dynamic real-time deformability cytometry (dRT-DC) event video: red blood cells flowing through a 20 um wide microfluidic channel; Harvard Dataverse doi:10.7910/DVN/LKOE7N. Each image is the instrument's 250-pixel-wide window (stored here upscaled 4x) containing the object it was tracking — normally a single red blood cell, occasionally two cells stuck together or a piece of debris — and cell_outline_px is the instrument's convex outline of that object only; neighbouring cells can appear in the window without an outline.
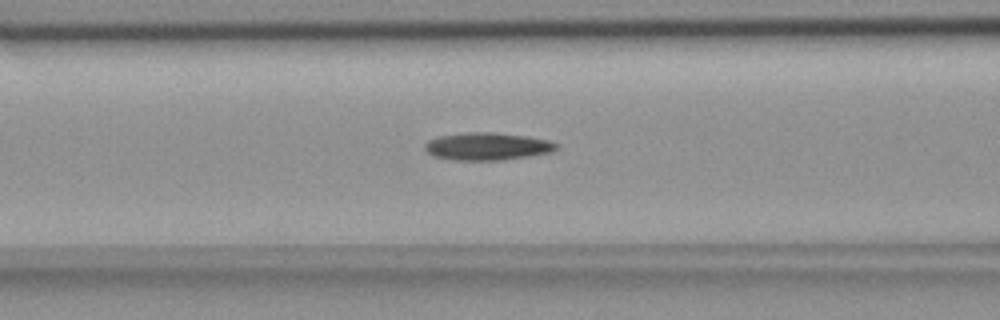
{"species": "common noctule bat (a hibernating species)", "species_latin": "Nyctalus noctula", "temperature_condition": "room temperature", "stored_images_in_passage": 47, "camera_frame_rate_fps": 3000, "um_per_image_px": 0.085, "animal": {"sex": "female", "body_mass_g": 18.4}, "frame": {"image": 1, "passage_image": 16, "time_ms": 5.0, "image_size_px": [1000, 320], "cell_outline_px": [[560, 144], [552, 152], [528, 156], [500, 160], [452, 160], [432, 156], [424, 148], [424, 144], [428, 140], [440, 136], [468, 132], [496, 132], [528, 136], [548, 140]], "centroid_in_image_um": [41.41, 12.44], "position_along_channel_um": 125.2, "area_um2": 21.21}}
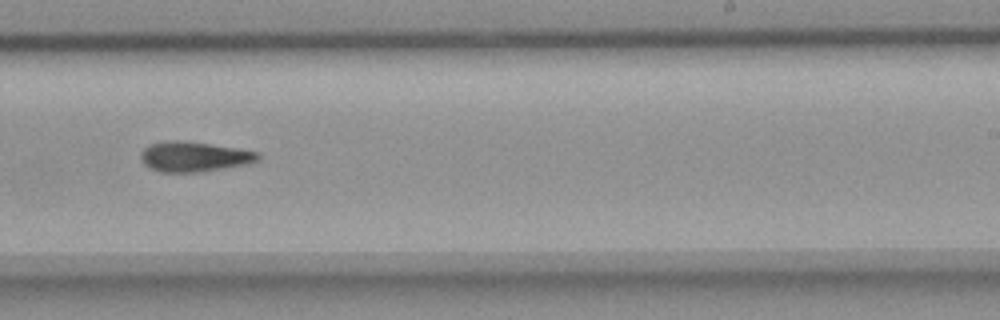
{"frame": {"image": 2, "passage_image": 28, "time_ms": 9.0, "image_size_px": [1000, 320], "cell_outline_px": [[260, 160], [248, 164], [200, 172], [160, 172], [144, 164], [140, 160], [140, 152], [148, 144], [164, 140], [176, 140], [208, 144], [236, 148], [260, 152]], "centroid_in_image_um": [16.48, 13.31], "position_along_channel_um": 272.5, "area_um2": 20.63}}
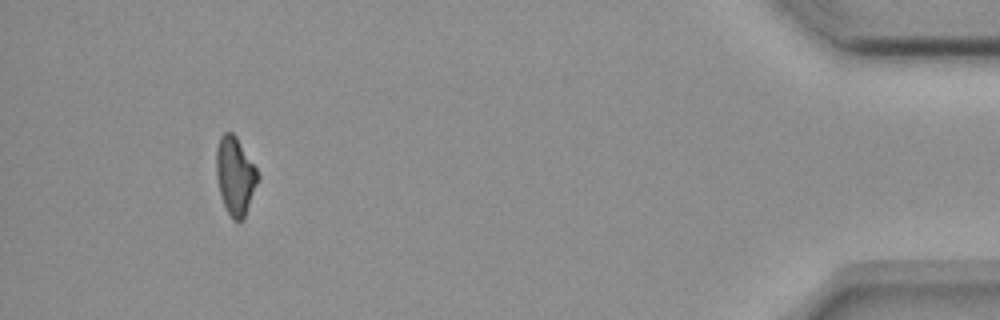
{"frame": {"image": 3, "passage_image": 45, "time_ms": 14.667, "image_size_px": [1000, 320], "cell_outline_px": [[260, 176], [244, 220], [232, 220], [224, 204], [220, 192], [216, 176], [216, 148], [220, 136], [224, 132], [232, 132], [236, 136], [256, 168]], "centroid_in_image_um": [19.99, 14.94], "position_along_channel_um": 415.2, "area_um2": 18.84}, "authors_computed_cell_mechanics": {"area_um2": 19.8254, "velocity_mm_per_s": 3.6982, "shape_relaxation_time_tau1_ms": 10.7117, "shape_relaxation_time_tau2_ms": null, "deformation_change_tau1": 0.2358, "deformation_change_tau2": null}}